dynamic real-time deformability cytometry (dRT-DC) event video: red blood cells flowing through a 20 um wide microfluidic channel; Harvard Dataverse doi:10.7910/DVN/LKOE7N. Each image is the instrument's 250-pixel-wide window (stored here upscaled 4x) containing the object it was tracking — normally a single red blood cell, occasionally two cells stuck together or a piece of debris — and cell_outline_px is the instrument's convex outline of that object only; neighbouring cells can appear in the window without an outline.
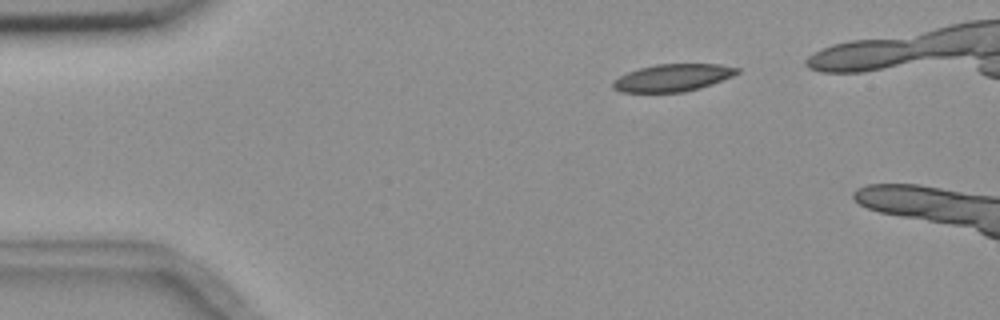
{"species": "common noctule bat (a hibernating species)", "species_latin": "Nyctalus noctula", "temperature_condition": "room temperature", "stored_images_in_passage": 3, "camera_frame_rate_fps": 3000, "um_per_image_px": 0.085, "animal": {"sex": "female", "body_mass_g": 18.4}, "frame": {"image": 1, "passage_image": 1, "time_ms": 0.0, "image_size_px": [1000, 320], "cell_outline_px": [[740, 72], [732, 76], [700, 88], [684, 92], [620, 92], [612, 88], [612, 80], [628, 72], [640, 68], [656, 64], [720, 64], [740, 68]], "centroid_in_image_um": [57.17, 6.6], "position_along_channel_um": 27.8, "area_um2": 19.77}}